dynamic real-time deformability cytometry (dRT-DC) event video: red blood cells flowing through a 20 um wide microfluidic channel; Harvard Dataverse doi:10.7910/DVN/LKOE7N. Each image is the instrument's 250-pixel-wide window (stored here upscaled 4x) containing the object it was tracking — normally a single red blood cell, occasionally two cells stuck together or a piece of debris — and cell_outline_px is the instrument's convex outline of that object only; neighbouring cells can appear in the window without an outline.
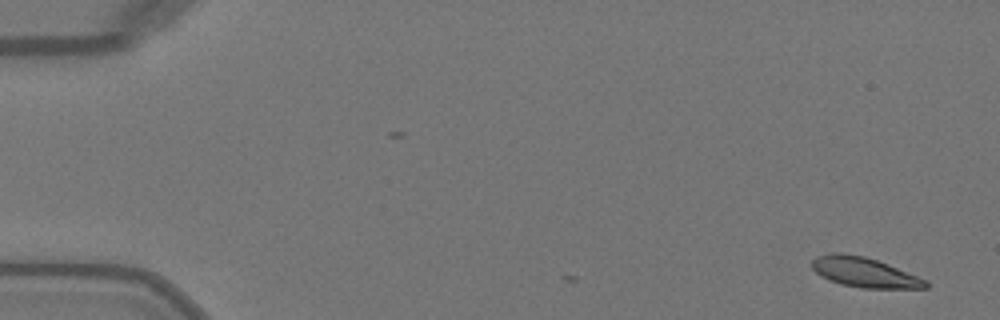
{"species": "Egyptian fruit bat (a non-hibernating species)", "species_latin": "Rousettus aegyptiacus", "temperature_condition": "warm", "stored_images_in_passage": 2, "camera_frame_rate_fps": 3000, "um_per_image_px": 0.085, "animal": {"sex": "female"}, "frame": {"image": 1, "passage_image": 2, "time_ms": 0.333, "image_size_px": [1000, 320], "cell_outline_px": [[928, 288], [860, 288], [840, 284], [828, 280], [820, 276], [812, 268], [812, 260], [816, 256], [832, 252], [840, 252], [864, 256], [888, 264], [928, 280]], "centroid_in_image_um": [73.45, 23.14], "position_along_channel_um": 11.6, "area_um2": 19.94}}